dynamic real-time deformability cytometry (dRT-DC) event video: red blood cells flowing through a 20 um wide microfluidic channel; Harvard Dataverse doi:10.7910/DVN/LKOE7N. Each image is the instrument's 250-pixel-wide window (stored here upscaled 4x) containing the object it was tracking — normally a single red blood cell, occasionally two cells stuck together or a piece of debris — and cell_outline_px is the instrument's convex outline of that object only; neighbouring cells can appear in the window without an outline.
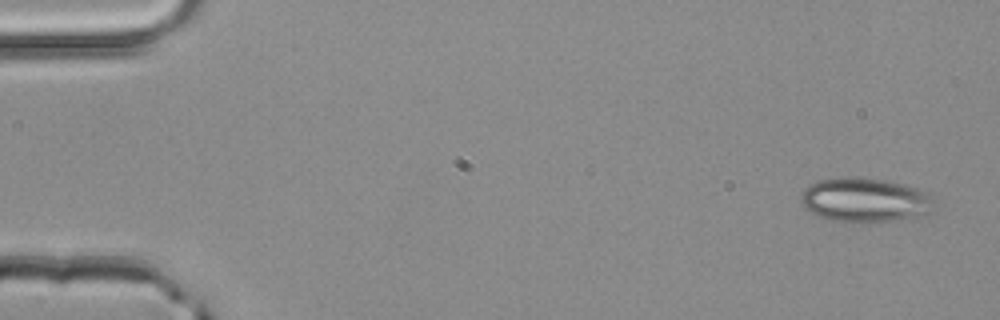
{"species": "common noctule bat (a hibernating species)", "species_latin": "Nyctalus noctula", "temperature_condition": "room temperature", "stored_images_in_passage": 3, "camera_frame_rate_fps": 3000, "um_per_image_px": 0.085, "animal": {"sex": "male", "body_mass_g": 20.4}, "frame": {"image": 1, "passage_image": 1, "time_ms": 0.0, "image_size_px": [1000, 320], "cell_outline_px": [[936, 212], [896, 220], [852, 224], [832, 220], [820, 216], [804, 208], [800, 200], [800, 196], [804, 188], [820, 180], [888, 180], [904, 184], [928, 192], [932, 196], [936, 208]], "centroid_in_image_um": [73.6, 17.07], "position_along_channel_um": 11.4, "area_um2": 34.04}}